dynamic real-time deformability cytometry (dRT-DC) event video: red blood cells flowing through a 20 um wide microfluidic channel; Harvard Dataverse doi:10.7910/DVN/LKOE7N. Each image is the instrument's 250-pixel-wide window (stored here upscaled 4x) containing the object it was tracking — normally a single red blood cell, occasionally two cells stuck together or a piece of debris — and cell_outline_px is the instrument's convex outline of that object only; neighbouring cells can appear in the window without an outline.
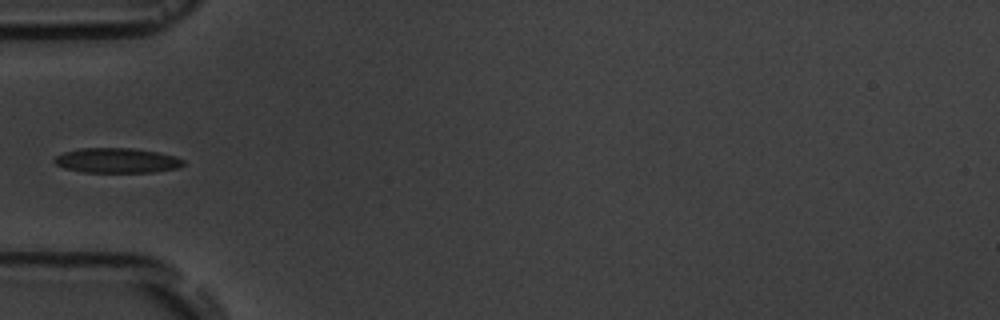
{"species": "common noctule bat (a hibernating species)", "species_latin": "Nyctalus noctula", "temperature_condition": "room temperature", "stored_images_in_passage": 9, "camera_frame_rate_fps": 3000, "um_per_image_px": 0.085, "animal": {"sex": "male", "body_mass_g": 19.5, "forearm_length_mm": 54.6}, "frame": {"image": 1, "passage_image": 7, "time_ms": 7.0, "image_size_px": [1000, 320], "cell_outline_px": [[184, 164], [180, 168], [152, 172], [84, 172], [64, 168], [56, 164], [52, 160], [56, 156], [64, 152], [80, 148], [132, 148], [156, 152], [172, 156], [184, 160]], "centroid_in_image_um": [9.91, 13.64], "position_along_channel_um": 75.1, "area_um2": 18.61}}
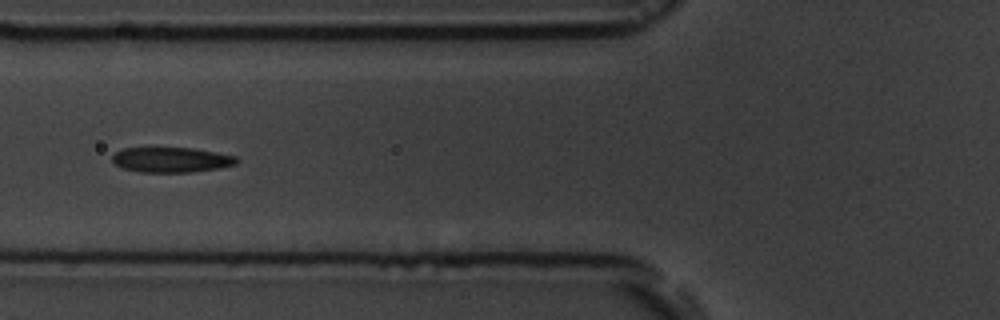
{"frame": {"image": 2, "passage_image": 8, "time_ms": 8.0, "image_size_px": [1000, 320], "cell_outline_px": [[240, 160], [236, 164], [220, 168], [192, 172], [140, 172], [120, 168], [112, 160], [112, 156], [116, 152], [124, 148], [192, 148], [216, 152], [236, 156]], "centroid_in_image_um": [14.58, 13.59], "position_along_channel_um": 111.2, "area_um2": 18.26}}
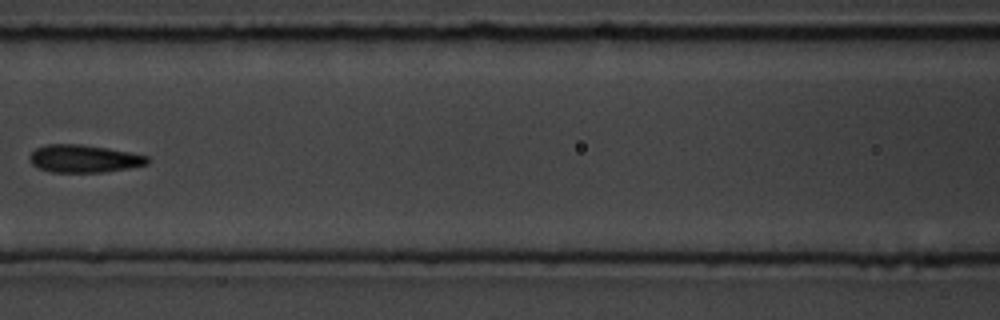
{"frame": {"image": 3, "passage_image": 9, "time_ms": 9.333, "image_size_px": [1000, 320], "cell_outline_px": [[148, 164], [128, 168], [104, 172], [52, 172], [36, 168], [32, 164], [28, 156], [36, 148], [48, 144], [80, 144], [108, 148], [148, 156]], "centroid_in_image_um": [7.1, 13.49], "position_along_channel_um": 159.5, "area_um2": 18.96}}